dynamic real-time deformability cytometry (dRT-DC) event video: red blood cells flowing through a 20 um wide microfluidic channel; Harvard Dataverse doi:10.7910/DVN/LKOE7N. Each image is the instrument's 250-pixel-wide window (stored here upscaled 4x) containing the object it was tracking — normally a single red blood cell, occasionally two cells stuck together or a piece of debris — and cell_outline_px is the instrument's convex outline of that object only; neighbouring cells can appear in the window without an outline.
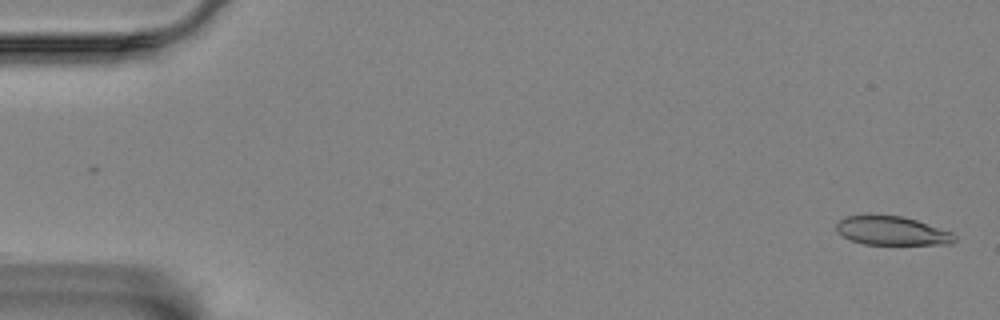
{"species": "Egyptian fruit bat (a non-hibernating species)", "species_latin": "Rousettus aegyptiacus", "temperature_condition": "room temperature", "stored_images_in_passage": 58, "camera_frame_rate_fps": 3000, "um_per_image_px": 0.085, "animal": {"sex": "female"}, "frame": {"image": 1, "passage_image": 2, "time_ms": 0.333, "image_size_px": [1000, 320], "cell_outline_px": [[956, 240], [952, 244], [864, 244], [852, 240], [844, 236], [836, 228], [836, 224], [844, 216], [868, 212], [904, 216], [952, 232], [956, 236]], "centroid_in_image_um": [75.79, 19.57], "position_along_channel_um": 9.2, "area_um2": 20.35}}
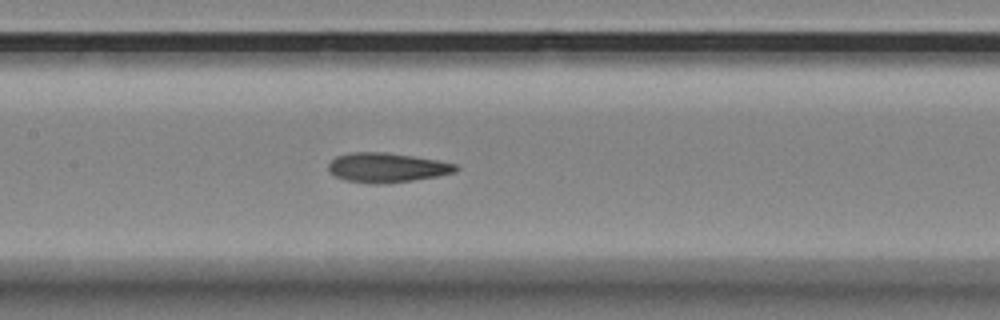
{"frame": {"image": 2, "passage_image": 28, "time_ms": 9.0, "image_size_px": [1000, 320], "cell_outline_px": [[460, 168], [456, 172], [436, 176], [412, 180], [384, 184], [372, 184], [344, 180], [328, 172], [328, 164], [336, 156], [352, 152], [384, 152], [412, 156], [436, 160], [456, 164]], "centroid_in_image_um": [32.85, 14.25], "position_along_channel_um": 174.5, "area_um2": 21.91}}
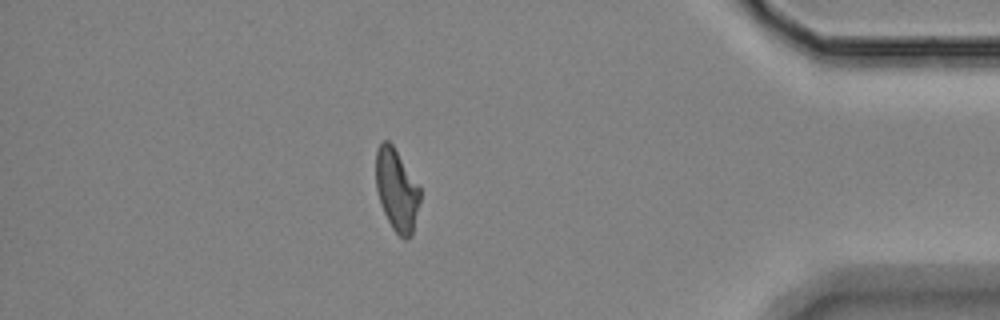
{"frame": {"image": 3, "passage_image": 51, "time_ms": 16.667, "image_size_px": [1000, 320], "cell_outline_px": [[420, 200], [412, 236], [404, 240], [392, 228], [384, 212], [376, 188], [376, 152], [380, 144], [384, 140], [388, 140], [392, 144], [420, 188]], "centroid_in_image_um": [33.72, 16.17], "position_along_channel_um": 401.5, "area_um2": 20.81}, "authors_computed_cell_mechanics": {"area_um2": 21.5016, "velocity_mm_per_s": 3.4479, "shape_relaxation_time_tau1_ms": 5.7015, "shape_relaxation_time_tau2_ms": 2.0962, "deformation_change_tau1": 0.1752, "deformation_change_tau2": 0.0998}}